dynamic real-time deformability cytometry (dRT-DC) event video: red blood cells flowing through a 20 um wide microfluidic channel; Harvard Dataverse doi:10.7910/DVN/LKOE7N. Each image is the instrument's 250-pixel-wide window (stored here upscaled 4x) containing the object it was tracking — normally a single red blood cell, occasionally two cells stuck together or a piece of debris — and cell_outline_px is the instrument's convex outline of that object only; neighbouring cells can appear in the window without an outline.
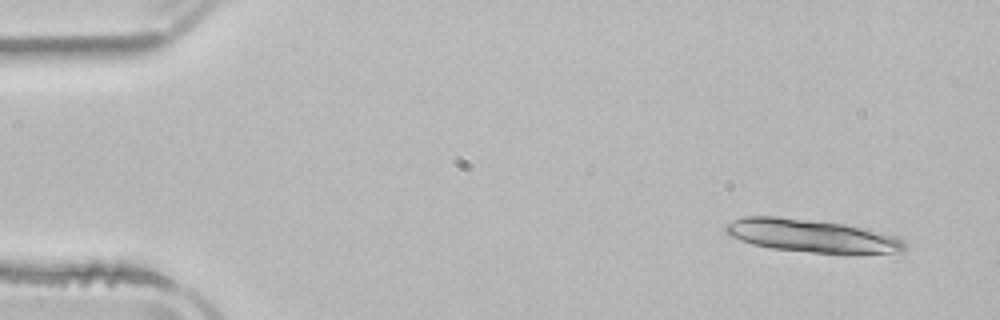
{"species": "common noctule bat (a hibernating species)", "species_latin": "Nyctalus noctula", "temperature_condition": "room temperature", "stored_images_in_passage": 3, "camera_frame_rate_fps": 3000, "um_per_image_px": 0.085, "animal": {"sex": "male", "body_mass_g": 21.5, "forearm_length_mm": 52.0}, "frame": {"image": 1, "passage_image": 1, "time_ms": 0.0, "image_size_px": [1000, 320], "cell_outline_px": [[908, 248], [904, 252], [812, 252], [772, 248], [752, 244], [740, 240], [732, 236], [724, 228], [724, 224], [732, 220], [744, 216], [776, 216], [844, 224], [884, 232], [896, 236], [904, 240]], "centroid_in_image_um": [68.99, 20.02], "position_along_channel_um": 16.0, "area_um2": 33.93}}